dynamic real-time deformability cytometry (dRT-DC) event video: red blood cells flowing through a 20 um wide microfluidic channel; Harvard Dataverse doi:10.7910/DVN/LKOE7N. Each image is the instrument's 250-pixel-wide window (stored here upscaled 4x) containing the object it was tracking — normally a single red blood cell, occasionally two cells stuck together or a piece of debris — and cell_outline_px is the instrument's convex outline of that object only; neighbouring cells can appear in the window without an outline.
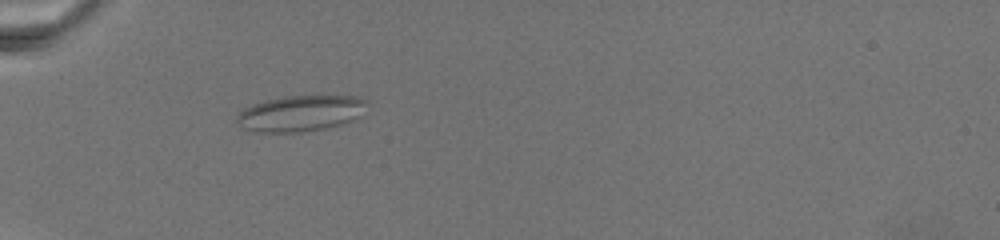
{"species": "common noctule bat (a hibernating species)", "species_latin": "Nyctalus noctula", "temperature_condition": "warm", "stored_images_in_passage": 13, "camera_frame_rate_fps": 3000, "um_per_image_px": 0.085, "animal": {"sex": "female", "body_mass_g": 19.5, "forearm_length_mm": 54.1}, "frame": {"image": 1, "passage_image": 11, "time_ms": 9.333, "image_size_px": [1000, 240], "cell_outline_px": [[368, 100], [356, 120], [324, 128], [300, 132], [256, 132], [244, 128], [236, 120], [236, 116], [244, 108], [252, 104], [284, 96], [360, 96]], "centroid_in_image_um": [25.54, 9.63], "position_along_channel_um": 59.5, "area_um2": 27.05}}
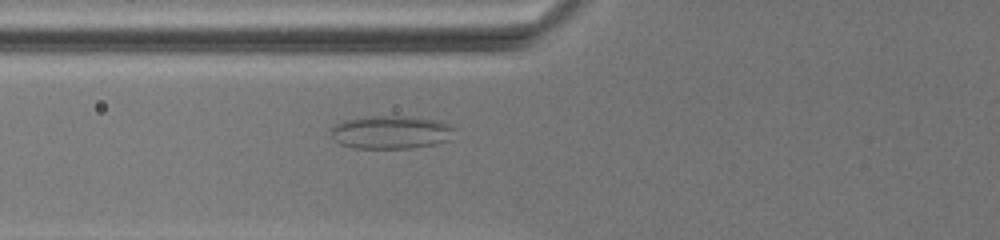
{"frame": {"image": 2, "passage_image": 13, "time_ms": 11.0, "image_size_px": [1000, 240], "cell_outline_px": [[456, 128], [448, 140], [436, 144], [412, 148], [352, 148], [340, 144], [332, 136], [332, 128], [336, 124], [344, 120], [372, 116], [396, 116], [440, 120], [452, 124]], "centroid_in_image_um": [33.27, 11.24], "position_along_channel_um": 92.5, "area_um2": 23.87}}